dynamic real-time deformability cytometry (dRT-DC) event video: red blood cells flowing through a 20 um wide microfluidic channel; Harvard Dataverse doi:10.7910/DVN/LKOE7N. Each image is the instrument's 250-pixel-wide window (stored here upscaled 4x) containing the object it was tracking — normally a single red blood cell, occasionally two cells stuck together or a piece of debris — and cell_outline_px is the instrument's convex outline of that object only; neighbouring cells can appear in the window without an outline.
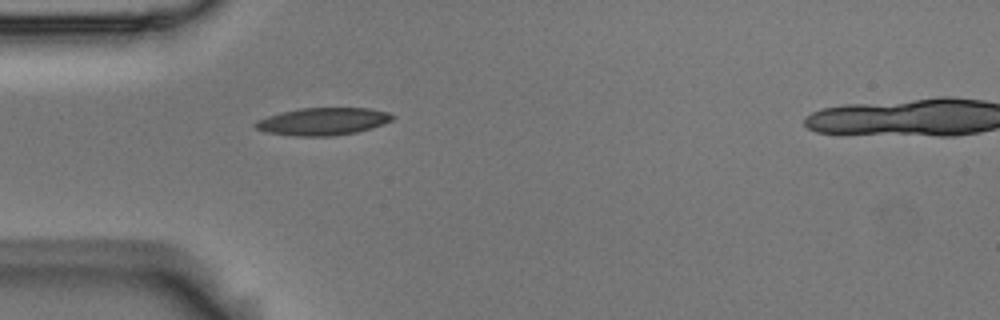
{"species": "Egyptian fruit bat (a non-hibernating species)", "species_latin": "Rousettus aegyptiacus", "temperature_condition": "room temperature", "stored_images_in_passage": 2, "camera_frame_rate_fps": 3000, "um_per_image_px": 0.085, "animal": {"sex": "male"}, "frame": {"image": 1, "passage_image": 1, "time_ms": 0.0, "image_size_px": [1000, 320], "cell_outline_px": [[396, 116], [392, 120], [372, 128], [356, 132], [332, 136], [296, 136], [268, 132], [256, 128], [252, 124], [256, 120], [280, 112], [300, 108], [368, 108], [388, 112]], "centroid_in_image_um": [27.44, 10.32], "position_along_channel_um": 57.6, "area_um2": 21.91}}